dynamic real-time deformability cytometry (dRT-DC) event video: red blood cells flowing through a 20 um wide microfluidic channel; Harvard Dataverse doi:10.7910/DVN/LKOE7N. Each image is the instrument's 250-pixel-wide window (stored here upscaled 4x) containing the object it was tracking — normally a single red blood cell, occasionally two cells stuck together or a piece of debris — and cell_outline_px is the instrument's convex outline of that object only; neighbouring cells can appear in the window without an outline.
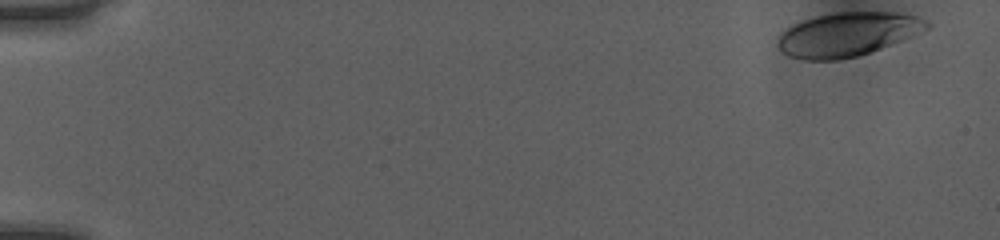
{"species": "human", "species_latin": "Homo sapiens", "temperature_condition": "room temperature", "stored_images_in_passage": 44, "camera_frame_rate_fps": 3000, "um_per_image_px": 0.085, "donor": {"sex": "female"}, "frame": {"image": 1, "passage_image": 1, "time_ms": 0.0, "image_size_px": [1000, 240], "cell_outline_px": [[932, 24], [928, 28], [912, 36], [880, 48], [856, 56], [840, 60], [804, 60], [788, 56], [776, 44], [776, 40], [780, 32], [792, 24], [816, 16], [836, 12], [896, 12], [916, 16], [928, 20]], "centroid_in_image_um": [72.01, 2.91], "position_along_channel_um": 13.0, "area_um2": 38.15}}
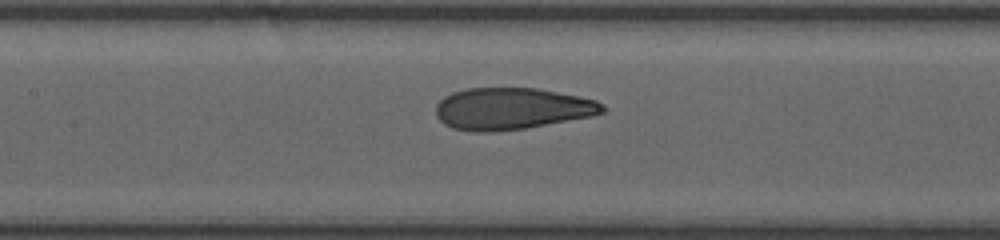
{"frame": {"image": 2, "passage_image": 24, "time_ms": 7.667, "image_size_px": [1000, 240], "cell_outline_px": [[604, 112], [592, 116], [524, 128], [488, 132], [476, 132], [452, 128], [444, 124], [436, 116], [436, 104], [444, 96], [452, 92], [464, 88], [536, 88], [596, 100], [604, 104]], "centroid_in_image_um": [43.45, 9.23], "position_along_channel_um": 163.9, "area_um2": 40.4}}
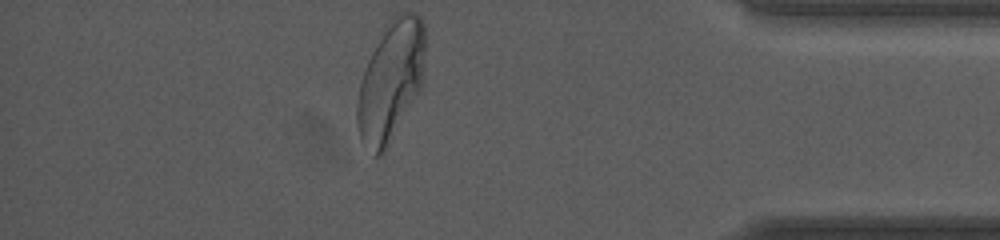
{"frame": {"image": 3, "passage_image": 44, "time_ms": 14.333, "image_size_px": [1000, 240], "cell_outline_px": [[424, 80], [420, 92], [384, 152], [380, 156], [372, 156], [360, 140], [356, 124], [356, 104], [360, 84], [364, 68], [376, 44], [392, 16], [400, 12], [416, 12], [424, 20]], "centroid_in_image_um": [33.22, 6.92], "position_along_channel_um": 402.0, "area_um2": 47.97}, "authors_computed_cell_mechanics": {"area_um2": 40.5467, "velocity_mm_per_s": 4.0351, "shape_relaxation_time_tau1_ms": 4.2791, "shape_relaxation_time_tau2_ms": 0.7726, "deformation_change_tau1": 0.2062, "deformation_change_tau2": 0.0754}}